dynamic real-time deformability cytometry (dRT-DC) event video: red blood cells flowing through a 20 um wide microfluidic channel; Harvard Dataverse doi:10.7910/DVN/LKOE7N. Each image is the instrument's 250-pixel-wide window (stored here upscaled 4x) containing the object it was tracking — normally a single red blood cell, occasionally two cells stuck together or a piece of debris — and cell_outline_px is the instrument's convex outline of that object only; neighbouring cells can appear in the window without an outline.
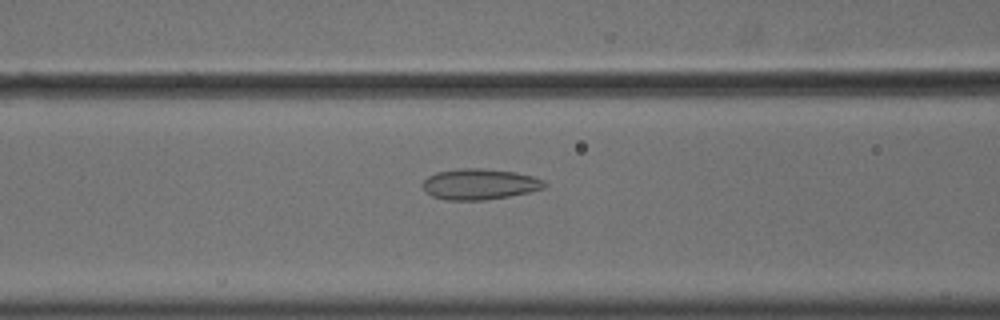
{"species": "common noctule bat (a hibernating species)", "species_latin": "Nyctalus noctula", "temperature_condition": "cold", "stored_images_in_passage": 56, "camera_frame_rate_fps": 3000, "um_per_image_px": 0.085, "animal": {"sex": "male", "body_mass_g": 18.8}, "frame": {"image": 1, "passage_image": 24, "time_ms": 7.667, "image_size_px": [1000, 320], "cell_outline_px": [[548, 184], [544, 188], [528, 192], [508, 196], [484, 200], [444, 200], [432, 196], [424, 192], [420, 184], [428, 176], [436, 172], [460, 168], [480, 168], [516, 172], [532, 176], [544, 180]], "centroid_in_image_um": [40.72, 15.65], "position_along_channel_um": 125.9, "area_um2": 22.08}}
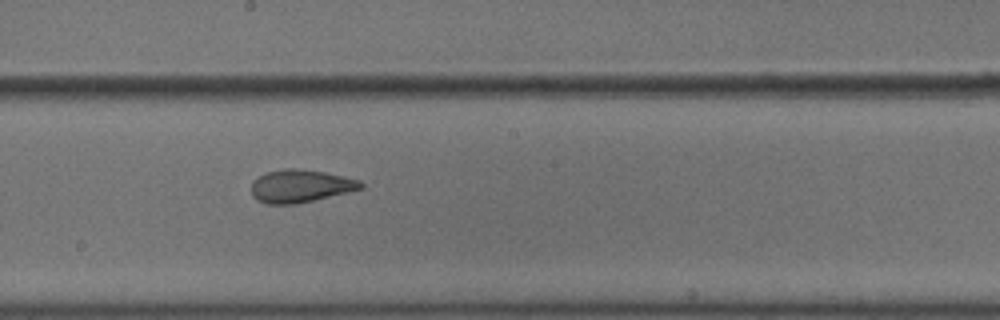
{"frame": {"image": 2, "passage_image": 32, "time_ms": 10.333, "image_size_px": [1000, 320], "cell_outline_px": [[364, 188], [348, 192], [296, 204], [268, 204], [256, 200], [252, 196], [252, 180], [264, 172], [284, 168], [296, 168], [324, 172], [344, 176], [360, 180], [364, 184]], "centroid_in_image_um": [25.51, 15.8], "position_along_channel_um": 222.7, "area_um2": 21.1}}
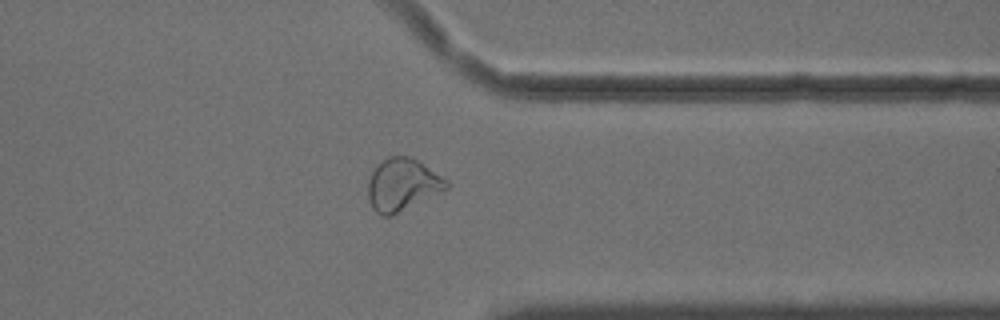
{"frame": {"image": 3, "passage_image": 45, "time_ms": 14.667, "image_size_px": [1000, 320], "cell_outline_px": [[448, 188], [388, 216], [384, 216], [376, 212], [372, 208], [368, 200], [368, 176], [376, 164], [388, 156], [408, 156], [416, 160], [448, 180]], "centroid_in_image_um": [34.14, 15.67], "position_along_channel_um": 377.3, "area_um2": 23.47}, "authors_computed_cell_mechanics": {"area_um2": 24.3627, "velocity_mm_per_s": 3.6248, "shape_relaxation_time_tau1_ms": 9.8926, "shape_relaxation_time_tau2_ms": 1.3928, "deformation_change_tau1": 0.194, "deformation_change_tau2": 0.071}}